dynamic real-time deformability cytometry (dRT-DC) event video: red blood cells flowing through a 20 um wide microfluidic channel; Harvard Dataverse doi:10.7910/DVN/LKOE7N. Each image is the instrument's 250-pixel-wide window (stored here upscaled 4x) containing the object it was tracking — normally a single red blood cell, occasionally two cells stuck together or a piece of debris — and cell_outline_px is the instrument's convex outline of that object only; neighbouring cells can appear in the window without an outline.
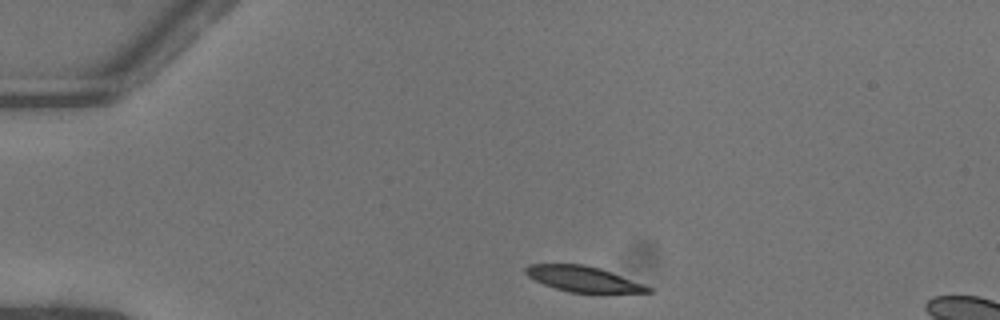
{"species": "common noctule bat (a hibernating species)", "species_latin": "Nyctalus noctula", "temperature_condition": "warm", "stored_images_in_passage": 41, "camera_frame_rate_fps": 3000, "um_per_image_px": 0.085, "animal": {"sex": "female"}, "frame": {"image": 1, "passage_image": 1, "time_ms": 0.0, "image_size_px": [1000, 320], "cell_outline_px": [[652, 292], [568, 292], [544, 284], [528, 276], [524, 272], [524, 268], [528, 264], [584, 264], [600, 268], [652, 288]], "centroid_in_image_um": [49.5, 23.69], "position_along_channel_um": 35.5, "area_um2": 17.74}}
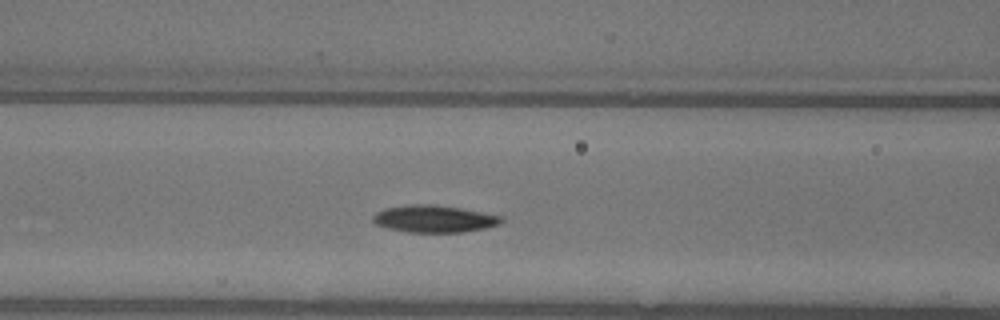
{"frame": {"image": 2, "passage_image": 12, "time_ms": 3.667, "image_size_px": [1000, 320], "cell_outline_px": [[504, 220], [500, 224], [484, 228], [464, 232], [408, 232], [388, 228], [376, 224], [372, 220], [372, 216], [376, 212], [384, 208], [416, 204], [432, 204], [460, 208], [500, 216]], "centroid_in_image_um": [36.87, 18.6], "position_along_channel_um": 129.7, "area_um2": 20.11}}
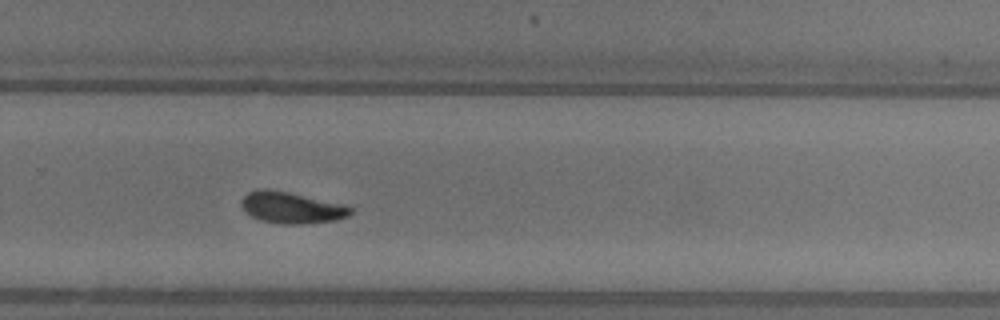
{"frame": {"image": 3, "passage_image": 25, "time_ms": 8.0, "image_size_px": [1000, 320], "cell_outline_px": [[352, 212], [348, 216], [336, 220], [304, 224], [280, 224], [260, 220], [244, 212], [240, 204], [240, 200], [248, 192], [260, 188], [268, 188], [348, 204], [352, 208]], "centroid_in_image_um": [24.78, 17.64], "position_along_channel_um": 305.0, "area_um2": 20.4}, "authors_computed_cell_mechanics": {"area_um2": 19.8254, "velocity_mm_per_s": 4.0567, "shape_relaxation_time_tau1_ms": 3.1491, "shape_relaxation_time_tau2_ms": 1.5947, "deformation_change_tau1": 0.1361, "deformation_change_tau2": 0.0653}}